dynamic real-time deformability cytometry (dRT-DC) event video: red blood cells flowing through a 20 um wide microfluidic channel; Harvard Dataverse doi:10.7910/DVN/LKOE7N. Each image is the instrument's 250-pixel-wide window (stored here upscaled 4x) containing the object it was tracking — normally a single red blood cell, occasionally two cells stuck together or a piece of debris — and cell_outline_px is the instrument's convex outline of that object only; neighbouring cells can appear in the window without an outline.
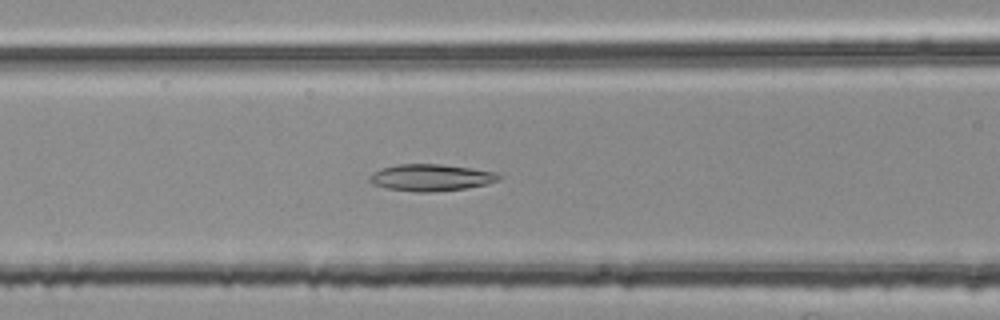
{"species": "common noctule bat (a hibernating species)", "species_latin": "Nyctalus noctula", "temperature_condition": "room temperature", "stored_images_in_passage": 48, "camera_frame_rate_fps": 3000, "um_per_image_px": 0.085, "animal": {"sex": "female", "body_mass_g": 25.1}, "frame": {"image": 1, "passage_image": 17, "time_ms": 5.333, "image_size_px": [1000, 320], "cell_outline_px": [[500, 176], [496, 180], [484, 184], [464, 188], [428, 192], [412, 192], [388, 188], [372, 184], [368, 180], [368, 176], [380, 168], [396, 164], [440, 164], [472, 168], [496, 172]], "centroid_in_image_um": [36.55, 15.08], "position_along_channel_um": 130.1, "area_um2": 20.0}}
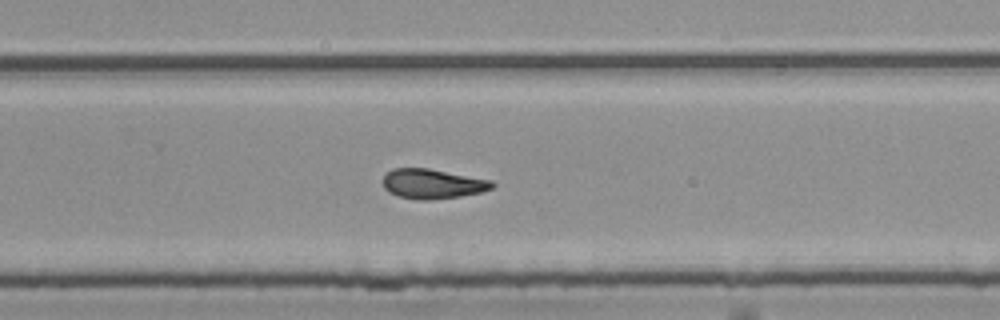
{"frame": {"image": 2, "passage_image": 30, "time_ms": 9.667, "image_size_px": [1000, 320], "cell_outline_px": [[496, 184], [492, 188], [480, 192], [460, 196], [432, 200], [416, 200], [396, 196], [388, 192], [384, 188], [384, 176], [392, 168], [428, 168], [492, 180]], "centroid_in_image_um": [36.75, 15.63], "position_along_channel_um": 293.0, "area_um2": 19.02}}
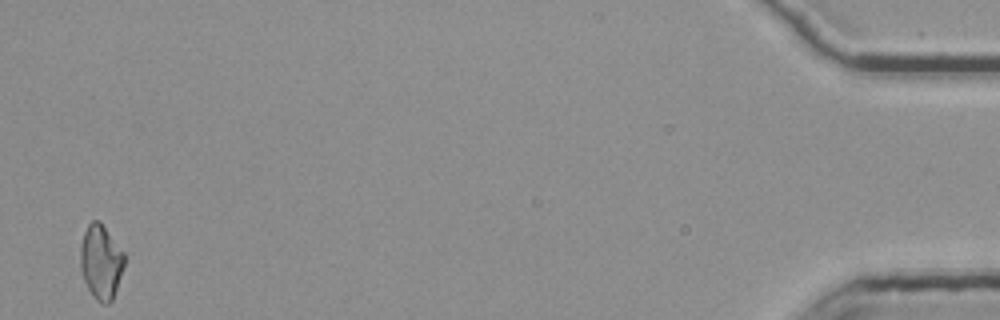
{"frame": {"image": 3, "passage_image": 48, "time_ms": 15.667, "image_size_px": [1000, 320], "cell_outline_px": [[124, 264], [112, 300], [108, 304], [100, 304], [96, 300], [88, 288], [84, 280], [80, 268], [80, 244], [84, 232], [88, 224], [92, 220], [100, 220], [124, 252]], "centroid_in_image_um": [8.56, 22.24], "position_along_channel_um": 426.6, "area_um2": 19.07}, "authors_computed_cell_mechanics": {"area_um2": 19.1896, "velocity_mm_per_s": 3.7802, "shape_relaxation_time_tau1_ms": 7.3062, "shape_relaxation_time_tau2_ms": 4.1009, "deformation_change_tau1": 0.196, "deformation_change_tau2": 0.1217}}